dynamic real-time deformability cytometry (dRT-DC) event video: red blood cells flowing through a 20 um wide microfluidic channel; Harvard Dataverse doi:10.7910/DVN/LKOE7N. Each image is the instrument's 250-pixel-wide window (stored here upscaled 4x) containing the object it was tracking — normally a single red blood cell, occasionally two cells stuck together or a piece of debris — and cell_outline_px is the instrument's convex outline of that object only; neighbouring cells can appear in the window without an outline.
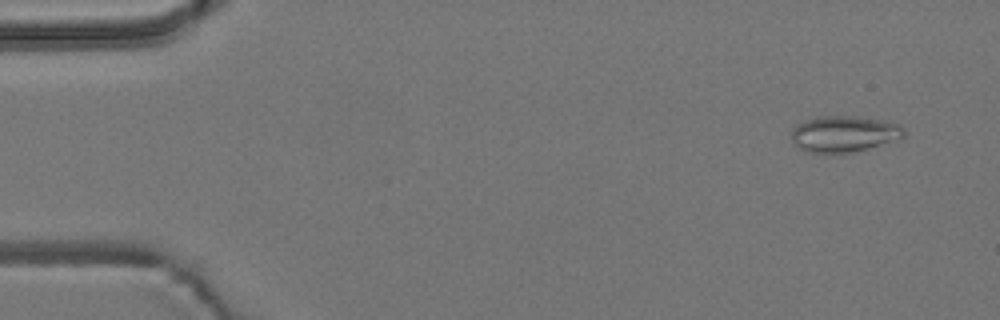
{"species": "common noctule bat (a hibernating species)", "species_latin": "Nyctalus noctula", "temperature_condition": "room temperature", "stored_images_in_passage": 52, "camera_frame_rate_fps": 3000, "um_per_image_px": 0.085, "animal": {"sex": "male", "body_mass_g": 19.2, "forearm_length_mm": 51.8}, "frame": {"image": 1, "passage_image": 1, "time_ms": 0.0, "image_size_px": [1000, 320], "cell_outline_px": [[904, 136], [900, 140], [852, 152], [828, 156], [804, 152], [796, 148], [792, 144], [792, 128], [796, 124], [804, 120], [816, 116], [856, 116], [880, 120], [900, 124], [904, 128]], "centroid_in_image_um": [71.68, 11.42], "position_along_channel_um": 13.3, "area_um2": 24.74}}
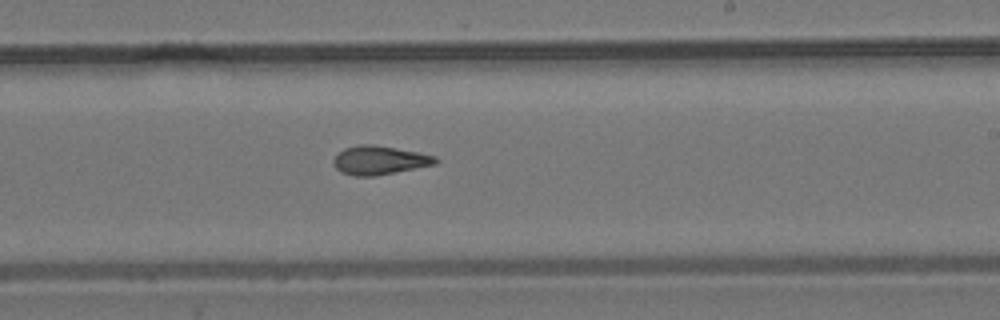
{"frame": {"image": 2, "passage_image": 30, "time_ms": 9.667, "image_size_px": [1000, 320], "cell_outline_px": [[440, 160], [436, 164], [376, 176], [356, 176], [340, 172], [336, 168], [332, 160], [344, 148], [360, 144], [372, 144], [420, 152], [436, 156]], "centroid_in_image_um": [32.28, 13.62], "position_along_channel_um": 256.7, "area_um2": 17.17}}
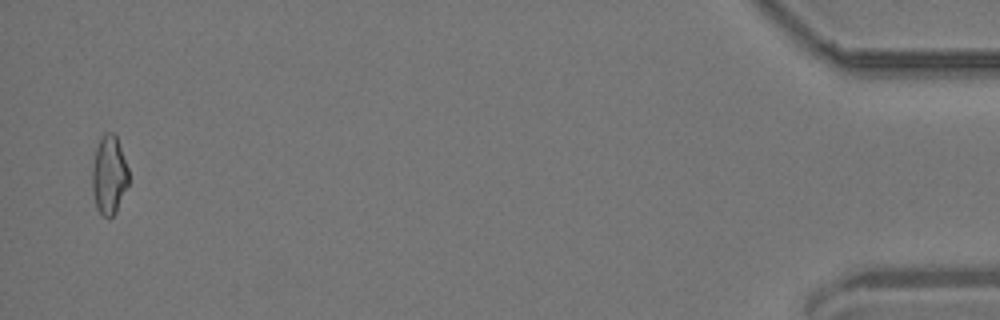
{"frame": {"image": 3, "passage_image": 51, "time_ms": 16.667, "image_size_px": [1000, 320], "cell_outline_px": [[128, 184], [116, 212], [108, 220], [96, 208], [92, 188], [92, 164], [96, 148], [104, 132], [116, 132], [128, 168]], "centroid_in_image_um": [9.27, 14.85], "position_along_channel_um": 425.9, "area_um2": 16.88}, "authors_computed_cell_mechanics": {"area_um2": 17.1088, "velocity_mm_per_s": 3.7298, "shape_relaxation_time_tau1_ms": null, "shape_relaxation_time_tau2_ms": 3.3101, "deformation_change_tau1": null, "deformation_change_tau2": 0.1107}}